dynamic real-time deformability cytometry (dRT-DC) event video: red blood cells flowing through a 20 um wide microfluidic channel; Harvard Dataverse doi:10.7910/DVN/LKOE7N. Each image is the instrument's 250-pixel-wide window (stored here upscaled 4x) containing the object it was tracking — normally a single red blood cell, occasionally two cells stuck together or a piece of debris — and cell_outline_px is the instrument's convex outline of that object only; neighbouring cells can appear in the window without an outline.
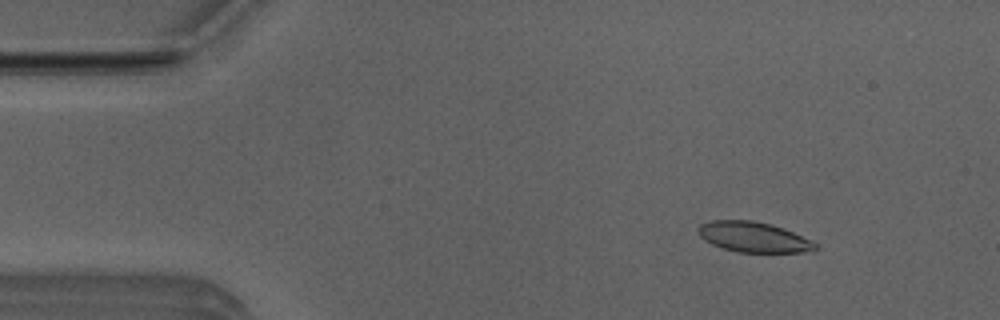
{"species": "Egyptian fruit bat (a non-hibernating species)", "species_latin": "Rousettus aegyptiacus", "temperature_condition": "room temperature", "stored_images_in_passage": 4, "camera_frame_rate_fps": 3000, "um_per_image_px": 0.085, "animal": {"sex": "male"}, "frame": {"image": 1, "passage_image": 2, "time_ms": 0.333, "image_size_px": [1000, 320], "cell_outline_px": [[820, 248], [804, 252], [736, 252], [712, 244], [704, 240], [700, 236], [700, 224], [712, 220], [752, 220], [772, 224], [812, 240]], "centroid_in_image_um": [64.07, 20.15], "position_along_channel_um": 20.9, "area_um2": 20.52}}